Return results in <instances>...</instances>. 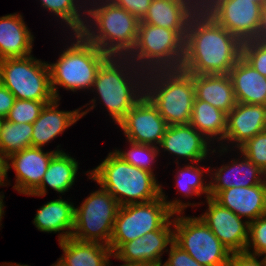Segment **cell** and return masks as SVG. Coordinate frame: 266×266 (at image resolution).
I'll list each match as a JSON object with an SVG mask.
<instances>
[{"label":"cell","instance_id":"7","mask_svg":"<svg viewBox=\"0 0 266 266\" xmlns=\"http://www.w3.org/2000/svg\"><path fill=\"white\" fill-rule=\"evenodd\" d=\"M179 200L166 201L163 190L161 196L153 201L121 206L114 222L110 249L114 253L123 243L159 230L175 213L187 207Z\"/></svg>","mask_w":266,"mask_h":266},{"label":"cell","instance_id":"13","mask_svg":"<svg viewBox=\"0 0 266 266\" xmlns=\"http://www.w3.org/2000/svg\"><path fill=\"white\" fill-rule=\"evenodd\" d=\"M207 203L208 210L199 218L231 253L245 252L248 242V221L242 222L241 217L222 207L213 198H207Z\"/></svg>","mask_w":266,"mask_h":266},{"label":"cell","instance_id":"3","mask_svg":"<svg viewBox=\"0 0 266 266\" xmlns=\"http://www.w3.org/2000/svg\"><path fill=\"white\" fill-rule=\"evenodd\" d=\"M99 1L102 5L86 10L97 32L84 24L80 34L110 56H127L135 46L140 20L111 0Z\"/></svg>","mask_w":266,"mask_h":266},{"label":"cell","instance_id":"35","mask_svg":"<svg viewBox=\"0 0 266 266\" xmlns=\"http://www.w3.org/2000/svg\"><path fill=\"white\" fill-rule=\"evenodd\" d=\"M50 102L15 99L13 107L5 120L14 123H30L40 116L42 109Z\"/></svg>","mask_w":266,"mask_h":266},{"label":"cell","instance_id":"46","mask_svg":"<svg viewBox=\"0 0 266 266\" xmlns=\"http://www.w3.org/2000/svg\"><path fill=\"white\" fill-rule=\"evenodd\" d=\"M2 198H4V196L0 195V221H1V218L3 216L2 214H4V210H3L4 205H3V199Z\"/></svg>","mask_w":266,"mask_h":266},{"label":"cell","instance_id":"41","mask_svg":"<svg viewBox=\"0 0 266 266\" xmlns=\"http://www.w3.org/2000/svg\"><path fill=\"white\" fill-rule=\"evenodd\" d=\"M227 266H266L264 258L258 261L256 255L246 252L231 253Z\"/></svg>","mask_w":266,"mask_h":266},{"label":"cell","instance_id":"26","mask_svg":"<svg viewBox=\"0 0 266 266\" xmlns=\"http://www.w3.org/2000/svg\"><path fill=\"white\" fill-rule=\"evenodd\" d=\"M75 207L63 199H56L46 203L38 211L33 223L43 232H60L59 241L72 237L74 229ZM63 230H67L64 232ZM72 230V231H71ZM64 232V234H63Z\"/></svg>","mask_w":266,"mask_h":266},{"label":"cell","instance_id":"44","mask_svg":"<svg viewBox=\"0 0 266 266\" xmlns=\"http://www.w3.org/2000/svg\"><path fill=\"white\" fill-rule=\"evenodd\" d=\"M7 158L0 153V186L4 184L5 179L7 178ZM3 181V182H2Z\"/></svg>","mask_w":266,"mask_h":266},{"label":"cell","instance_id":"16","mask_svg":"<svg viewBox=\"0 0 266 266\" xmlns=\"http://www.w3.org/2000/svg\"><path fill=\"white\" fill-rule=\"evenodd\" d=\"M262 5L255 0H224L221 26L242 43L255 40L259 32Z\"/></svg>","mask_w":266,"mask_h":266},{"label":"cell","instance_id":"43","mask_svg":"<svg viewBox=\"0 0 266 266\" xmlns=\"http://www.w3.org/2000/svg\"><path fill=\"white\" fill-rule=\"evenodd\" d=\"M256 40L266 44V3L262 6L260 27Z\"/></svg>","mask_w":266,"mask_h":266},{"label":"cell","instance_id":"17","mask_svg":"<svg viewBox=\"0 0 266 266\" xmlns=\"http://www.w3.org/2000/svg\"><path fill=\"white\" fill-rule=\"evenodd\" d=\"M266 130V106L237 103L227 114L224 140L237 142L240 148L256 134Z\"/></svg>","mask_w":266,"mask_h":266},{"label":"cell","instance_id":"29","mask_svg":"<svg viewBox=\"0 0 266 266\" xmlns=\"http://www.w3.org/2000/svg\"><path fill=\"white\" fill-rule=\"evenodd\" d=\"M224 0H187L184 41L196 32L221 26Z\"/></svg>","mask_w":266,"mask_h":266},{"label":"cell","instance_id":"45","mask_svg":"<svg viewBox=\"0 0 266 266\" xmlns=\"http://www.w3.org/2000/svg\"><path fill=\"white\" fill-rule=\"evenodd\" d=\"M121 266H153V265H148V264H143V263H127V262H125Z\"/></svg>","mask_w":266,"mask_h":266},{"label":"cell","instance_id":"8","mask_svg":"<svg viewBox=\"0 0 266 266\" xmlns=\"http://www.w3.org/2000/svg\"><path fill=\"white\" fill-rule=\"evenodd\" d=\"M121 59L124 60L122 61ZM127 59V56H110L101 65L93 85L94 89H96L97 93L100 95L102 101L107 107L108 112L110 113L109 115L112 116V119L117 124L143 97L142 95H144V88L142 86H144L143 84L145 82L142 81V79L140 82L133 81V78L135 77H132L131 75H135L131 71L127 73L126 67L124 65L125 62H127V65L130 64ZM124 71H126V74ZM129 74L130 76H128ZM131 81L135 82V85ZM141 82H143V84ZM138 83H140V87ZM136 85L142 90H139V88L136 89Z\"/></svg>","mask_w":266,"mask_h":266},{"label":"cell","instance_id":"6","mask_svg":"<svg viewBox=\"0 0 266 266\" xmlns=\"http://www.w3.org/2000/svg\"><path fill=\"white\" fill-rule=\"evenodd\" d=\"M127 57L137 67L131 69L138 75L137 80L147 71L180 69L184 59V39L174 30L140 22L135 46ZM134 70L144 73L138 74Z\"/></svg>","mask_w":266,"mask_h":266},{"label":"cell","instance_id":"18","mask_svg":"<svg viewBox=\"0 0 266 266\" xmlns=\"http://www.w3.org/2000/svg\"><path fill=\"white\" fill-rule=\"evenodd\" d=\"M213 199L249 223L266 214V183L221 190Z\"/></svg>","mask_w":266,"mask_h":266},{"label":"cell","instance_id":"39","mask_svg":"<svg viewBox=\"0 0 266 266\" xmlns=\"http://www.w3.org/2000/svg\"><path fill=\"white\" fill-rule=\"evenodd\" d=\"M165 264L168 266H203L175 242L170 246L169 258Z\"/></svg>","mask_w":266,"mask_h":266},{"label":"cell","instance_id":"31","mask_svg":"<svg viewBox=\"0 0 266 266\" xmlns=\"http://www.w3.org/2000/svg\"><path fill=\"white\" fill-rule=\"evenodd\" d=\"M32 132L33 124L4 120L0 133V153L8 158L13 153L31 147Z\"/></svg>","mask_w":266,"mask_h":266},{"label":"cell","instance_id":"24","mask_svg":"<svg viewBox=\"0 0 266 266\" xmlns=\"http://www.w3.org/2000/svg\"><path fill=\"white\" fill-rule=\"evenodd\" d=\"M233 164L222 166L219 168L213 178L214 182H210V198H213L219 191L226 190L232 187H249L266 183V172L256 166L252 161L245 156L240 162L235 160ZM265 178L262 180L260 176Z\"/></svg>","mask_w":266,"mask_h":266},{"label":"cell","instance_id":"28","mask_svg":"<svg viewBox=\"0 0 266 266\" xmlns=\"http://www.w3.org/2000/svg\"><path fill=\"white\" fill-rule=\"evenodd\" d=\"M187 0H152L140 22L176 31L185 37Z\"/></svg>","mask_w":266,"mask_h":266},{"label":"cell","instance_id":"11","mask_svg":"<svg viewBox=\"0 0 266 266\" xmlns=\"http://www.w3.org/2000/svg\"><path fill=\"white\" fill-rule=\"evenodd\" d=\"M174 242L203 266H227L231 252L199 217L174 218Z\"/></svg>","mask_w":266,"mask_h":266},{"label":"cell","instance_id":"50","mask_svg":"<svg viewBox=\"0 0 266 266\" xmlns=\"http://www.w3.org/2000/svg\"><path fill=\"white\" fill-rule=\"evenodd\" d=\"M154 266H168V265H166L165 263L162 264V262H159L158 264H155Z\"/></svg>","mask_w":266,"mask_h":266},{"label":"cell","instance_id":"19","mask_svg":"<svg viewBox=\"0 0 266 266\" xmlns=\"http://www.w3.org/2000/svg\"><path fill=\"white\" fill-rule=\"evenodd\" d=\"M207 139L190 124L170 125L159 146L178 157L189 159L191 163H197L207 157Z\"/></svg>","mask_w":266,"mask_h":266},{"label":"cell","instance_id":"23","mask_svg":"<svg viewBox=\"0 0 266 266\" xmlns=\"http://www.w3.org/2000/svg\"><path fill=\"white\" fill-rule=\"evenodd\" d=\"M195 96L225 113L237 104L232 81L228 74H193Z\"/></svg>","mask_w":266,"mask_h":266},{"label":"cell","instance_id":"25","mask_svg":"<svg viewBox=\"0 0 266 266\" xmlns=\"http://www.w3.org/2000/svg\"><path fill=\"white\" fill-rule=\"evenodd\" d=\"M64 254L58 261L63 266H109L113 252L108 245L80 241L73 237L59 241Z\"/></svg>","mask_w":266,"mask_h":266},{"label":"cell","instance_id":"20","mask_svg":"<svg viewBox=\"0 0 266 266\" xmlns=\"http://www.w3.org/2000/svg\"><path fill=\"white\" fill-rule=\"evenodd\" d=\"M58 99L46 104L41 111L40 116L33 123V132L31 139V147L42 148L43 145L50 142L62 132L78 121L82 116L95 107L93 104L88 110L81 112L80 109L74 111L57 110L59 104Z\"/></svg>","mask_w":266,"mask_h":266},{"label":"cell","instance_id":"14","mask_svg":"<svg viewBox=\"0 0 266 266\" xmlns=\"http://www.w3.org/2000/svg\"><path fill=\"white\" fill-rule=\"evenodd\" d=\"M170 219L159 229L144 236L123 243L114 253L116 259L127 263L155 265L161 262L162 252L168 244L174 242V230L170 228Z\"/></svg>","mask_w":266,"mask_h":266},{"label":"cell","instance_id":"15","mask_svg":"<svg viewBox=\"0 0 266 266\" xmlns=\"http://www.w3.org/2000/svg\"><path fill=\"white\" fill-rule=\"evenodd\" d=\"M62 150L44 153L42 148L29 147L7 158V170L13 167L16 172V184L13 187L25 195L32 194L41 184L52 157ZM12 165V166H11Z\"/></svg>","mask_w":266,"mask_h":266},{"label":"cell","instance_id":"9","mask_svg":"<svg viewBox=\"0 0 266 266\" xmlns=\"http://www.w3.org/2000/svg\"><path fill=\"white\" fill-rule=\"evenodd\" d=\"M2 85L15 99L52 102L55 98L50 85L48 63L34 59L31 55L24 58L0 60Z\"/></svg>","mask_w":266,"mask_h":266},{"label":"cell","instance_id":"51","mask_svg":"<svg viewBox=\"0 0 266 266\" xmlns=\"http://www.w3.org/2000/svg\"><path fill=\"white\" fill-rule=\"evenodd\" d=\"M0 86H2V73H1V68H0Z\"/></svg>","mask_w":266,"mask_h":266},{"label":"cell","instance_id":"49","mask_svg":"<svg viewBox=\"0 0 266 266\" xmlns=\"http://www.w3.org/2000/svg\"><path fill=\"white\" fill-rule=\"evenodd\" d=\"M4 120H5L4 118L0 117V133L2 130V125H3Z\"/></svg>","mask_w":266,"mask_h":266},{"label":"cell","instance_id":"47","mask_svg":"<svg viewBox=\"0 0 266 266\" xmlns=\"http://www.w3.org/2000/svg\"><path fill=\"white\" fill-rule=\"evenodd\" d=\"M5 264H7V266H28V265H21V264H16V263L14 265L11 264V263L10 264L9 263H5ZM5 264H3L1 266H5Z\"/></svg>","mask_w":266,"mask_h":266},{"label":"cell","instance_id":"22","mask_svg":"<svg viewBox=\"0 0 266 266\" xmlns=\"http://www.w3.org/2000/svg\"><path fill=\"white\" fill-rule=\"evenodd\" d=\"M237 103L266 106V77L242 57L229 72Z\"/></svg>","mask_w":266,"mask_h":266},{"label":"cell","instance_id":"37","mask_svg":"<svg viewBox=\"0 0 266 266\" xmlns=\"http://www.w3.org/2000/svg\"><path fill=\"white\" fill-rule=\"evenodd\" d=\"M254 248V252L249 251V247ZM245 252L261 256L266 253V214L261 215L256 220L249 222L248 242Z\"/></svg>","mask_w":266,"mask_h":266},{"label":"cell","instance_id":"30","mask_svg":"<svg viewBox=\"0 0 266 266\" xmlns=\"http://www.w3.org/2000/svg\"><path fill=\"white\" fill-rule=\"evenodd\" d=\"M189 124L208 140L218 135L220 137L217 139L224 140L227 129V113L195 97Z\"/></svg>","mask_w":266,"mask_h":266},{"label":"cell","instance_id":"33","mask_svg":"<svg viewBox=\"0 0 266 266\" xmlns=\"http://www.w3.org/2000/svg\"><path fill=\"white\" fill-rule=\"evenodd\" d=\"M204 170H200L197 166L187 165L178 171L177 175V186L179 191L185 193V197L193 194L200 196V194H206V199L210 197V186L209 184L204 185L202 174Z\"/></svg>","mask_w":266,"mask_h":266},{"label":"cell","instance_id":"38","mask_svg":"<svg viewBox=\"0 0 266 266\" xmlns=\"http://www.w3.org/2000/svg\"><path fill=\"white\" fill-rule=\"evenodd\" d=\"M242 58L266 77V44L255 40L242 43Z\"/></svg>","mask_w":266,"mask_h":266},{"label":"cell","instance_id":"4","mask_svg":"<svg viewBox=\"0 0 266 266\" xmlns=\"http://www.w3.org/2000/svg\"><path fill=\"white\" fill-rule=\"evenodd\" d=\"M146 74L143 80L149 84L144 83V95L157 108L167 125L189 124L196 97L193 74L181 69L156 70Z\"/></svg>","mask_w":266,"mask_h":266},{"label":"cell","instance_id":"5","mask_svg":"<svg viewBox=\"0 0 266 266\" xmlns=\"http://www.w3.org/2000/svg\"><path fill=\"white\" fill-rule=\"evenodd\" d=\"M76 42L66 48L56 63L48 64L50 85L55 99H59L55 85L76 91L93 87L101 65L110 57L87 41L80 33L74 34Z\"/></svg>","mask_w":266,"mask_h":266},{"label":"cell","instance_id":"1","mask_svg":"<svg viewBox=\"0 0 266 266\" xmlns=\"http://www.w3.org/2000/svg\"><path fill=\"white\" fill-rule=\"evenodd\" d=\"M242 57V42L222 26L191 34L184 41L181 70L188 74H229Z\"/></svg>","mask_w":266,"mask_h":266},{"label":"cell","instance_id":"12","mask_svg":"<svg viewBox=\"0 0 266 266\" xmlns=\"http://www.w3.org/2000/svg\"><path fill=\"white\" fill-rule=\"evenodd\" d=\"M128 141L154 145L160 144L168 125L157 108L145 96L127 112L118 123Z\"/></svg>","mask_w":266,"mask_h":266},{"label":"cell","instance_id":"32","mask_svg":"<svg viewBox=\"0 0 266 266\" xmlns=\"http://www.w3.org/2000/svg\"><path fill=\"white\" fill-rule=\"evenodd\" d=\"M41 3L45 9L55 13L63 22L65 21L74 34L81 32L87 20L83 21L81 19L75 0H41Z\"/></svg>","mask_w":266,"mask_h":266},{"label":"cell","instance_id":"27","mask_svg":"<svg viewBox=\"0 0 266 266\" xmlns=\"http://www.w3.org/2000/svg\"><path fill=\"white\" fill-rule=\"evenodd\" d=\"M78 162L64 151L56 153L47 168L40 186L29 196H44L46 184L58 193H64L74 184Z\"/></svg>","mask_w":266,"mask_h":266},{"label":"cell","instance_id":"21","mask_svg":"<svg viewBox=\"0 0 266 266\" xmlns=\"http://www.w3.org/2000/svg\"><path fill=\"white\" fill-rule=\"evenodd\" d=\"M33 35L22 15L9 14L0 17V60L24 58L32 52Z\"/></svg>","mask_w":266,"mask_h":266},{"label":"cell","instance_id":"52","mask_svg":"<svg viewBox=\"0 0 266 266\" xmlns=\"http://www.w3.org/2000/svg\"><path fill=\"white\" fill-rule=\"evenodd\" d=\"M52 266H63L59 261L57 263L53 264Z\"/></svg>","mask_w":266,"mask_h":266},{"label":"cell","instance_id":"36","mask_svg":"<svg viewBox=\"0 0 266 266\" xmlns=\"http://www.w3.org/2000/svg\"><path fill=\"white\" fill-rule=\"evenodd\" d=\"M239 150L243 156L266 172V130L249 139Z\"/></svg>","mask_w":266,"mask_h":266},{"label":"cell","instance_id":"34","mask_svg":"<svg viewBox=\"0 0 266 266\" xmlns=\"http://www.w3.org/2000/svg\"><path fill=\"white\" fill-rule=\"evenodd\" d=\"M129 142L132 147H130L131 150H128V152L115 150L116 153L131 165L153 173L150 165L154 162L153 160L157 156L159 148L153 145Z\"/></svg>","mask_w":266,"mask_h":266},{"label":"cell","instance_id":"40","mask_svg":"<svg viewBox=\"0 0 266 266\" xmlns=\"http://www.w3.org/2000/svg\"><path fill=\"white\" fill-rule=\"evenodd\" d=\"M117 6L127 10L130 14L138 18L140 21L148 12L152 0H111Z\"/></svg>","mask_w":266,"mask_h":266},{"label":"cell","instance_id":"53","mask_svg":"<svg viewBox=\"0 0 266 266\" xmlns=\"http://www.w3.org/2000/svg\"><path fill=\"white\" fill-rule=\"evenodd\" d=\"M264 260H265V263H266V253L264 254Z\"/></svg>","mask_w":266,"mask_h":266},{"label":"cell","instance_id":"42","mask_svg":"<svg viewBox=\"0 0 266 266\" xmlns=\"http://www.w3.org/2000/svg\"><path fill=\"white\" fill-rule=\"evenodd\" d=\"M14 101V95L3 85L0 86V117L5 119L8 116Z\"/></svg>","mask_w":266,"mask_h":266},{"label":"cell","instance_id":"48","mask_svg":"<svg viewBox=\"0 0 266 266\" xmlns=\"http://www.w3.org/2000/svg\"><path fill=\"white\" fill-rule=\"evenodd\" d=\"M255 2L263 6L266 3V0H255Z\"/></svg>","mask_w":266,"mask_h":266},{"label":"cell","instance_id":"10","mask_svg":"<svg viewBox=\"0 0 266 266\" xmlns=\"http://www.w3.org/2000/svg\"><path fill=\"white\" fill-rule=\"evenodd\" d=\"M120 207L117 200L102 187L91 193L80 207L75 208L72 237L80 241H102V244L109 246Z\"/></svg>","mask_w":266,"mask_h":266},{"label":"cell","instance_id":"2","mask_svg":"<svg viewBox=\"0 0 266 266\" xmlns=\"http://www.w3.org/2000/svg\"><path fill=\"white\" fill-rule=\"evenodd\" d=\"M89 174L121 206L153 201L161 196L162 187L154 173L131 165L116 151L110 152Z\"/></svg>","mask_w":266,"mask_h":266}]
</instances>
